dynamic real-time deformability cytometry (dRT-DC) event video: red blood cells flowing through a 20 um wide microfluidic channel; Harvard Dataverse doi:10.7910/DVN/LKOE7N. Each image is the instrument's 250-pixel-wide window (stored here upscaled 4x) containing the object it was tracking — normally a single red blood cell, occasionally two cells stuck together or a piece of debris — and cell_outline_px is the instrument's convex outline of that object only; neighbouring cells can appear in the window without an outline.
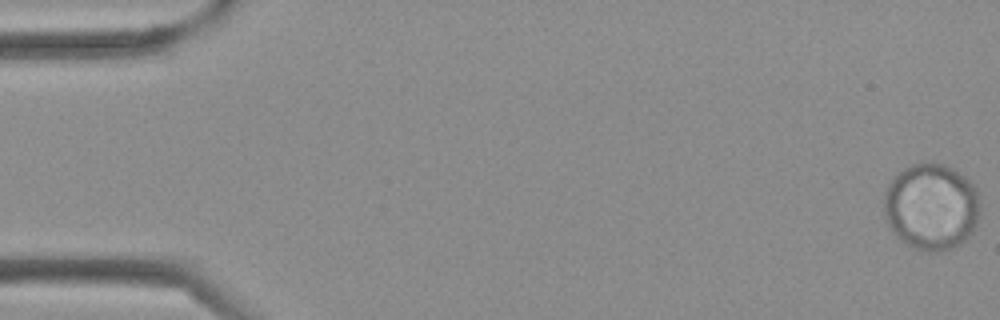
{"species": "Egyptian fruit bat (a non-hibernating species)", "species_latin": "Rousettus aegyptiacus", "temperature_condition": "cold", "stored_images_in_passage": 42, "segment_of_instrument_passage": [1, 2], "camera_frame_rate_fps": 3000, "um_per_image_px": 0.085, "frame": {"image": 1, "passage_image": 1, "time_ms": 0.0, "image_size_px": [1000, 320], "cell_outline_px": [[980, 216], [972, 232], [960, 244], [952, 248], [940, 252], [928, 252], [912, 248], [896, 236], [888, 224], [884, 212], [884, 196], [888, 184], [904, 168], [912, 164], [944, 164], [952, 168], [964, 176], [976, 188], [980, 212]], "centroid_in_image_um": [79.17, 17.6], "position_along_channel_um": 5.8, "area_um2": 48.38}}
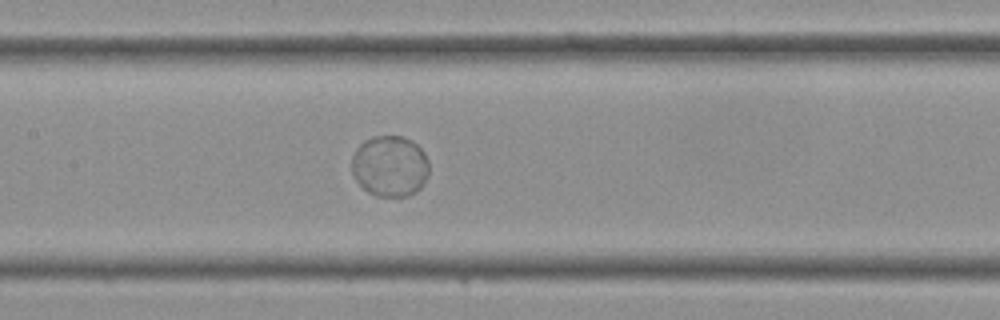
{"frame": {"image": 2, "passage_image": 20, "time_ms": 6.333, "image_size_px": [1000, 320], "cell_outline_px": [[428, 176], [420, 188], [416, 192], [408, 196], [376, 196], [368, 192], [356, 180], [352, 172], [352, 156], [356, 148], [364, 140], [372, 136], [400, 136], [412, 140], [424, 152], [428, 160]], "centroid_in_image_um": [33.14, 14.11], "position_along_channel_um": 174.3, "area_um2": 27.63}}
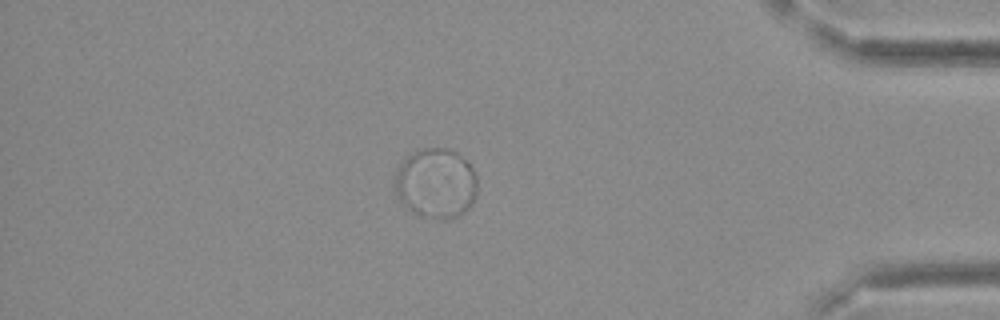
{"frame": {"image": 3, "passage_image": 36, "time_ms": 11.667, "image_size_px": [1000, 320], "cell_outline_px": [[476, 196], [472, 204], [464, 212], [448, 220], [440, 220], [420, 216], [404, 204], [396, 196], [392, 184], [396, 168], [408, 156], [420, 148], [452, 148], [468, 160], [476, 176]], "centroid_in_image_um": [37.04, 15.57], "position_along_channel_um": 398.2, "area_um2": 34.28}}